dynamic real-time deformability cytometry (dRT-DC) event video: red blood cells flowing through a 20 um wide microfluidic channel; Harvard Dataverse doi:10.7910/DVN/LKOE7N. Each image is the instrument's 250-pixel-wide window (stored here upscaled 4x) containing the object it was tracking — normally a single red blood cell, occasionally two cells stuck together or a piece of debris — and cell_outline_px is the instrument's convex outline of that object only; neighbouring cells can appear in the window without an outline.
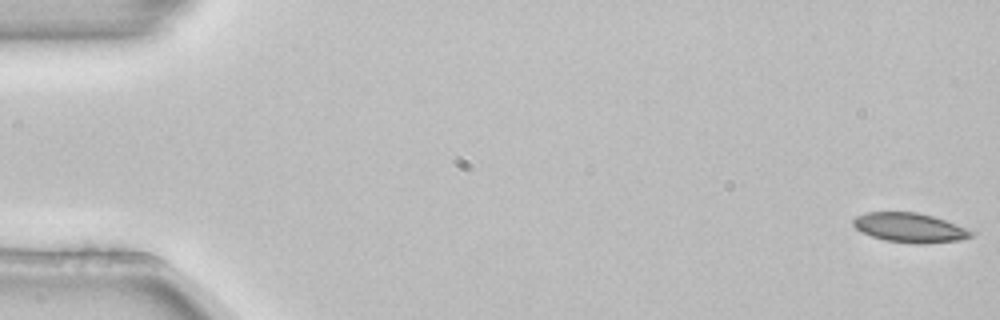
{"species": "common noctule bat (a hibernating species)", "species_latin": "Nyctalus noctula", "temperature_condition": "room temperature", "stored_images_in_passage": 5, "camera_frame_rate_fps": 3000, "um_per_image_px": 0.085, "animal": {"sex": "female", "body_mass_g": 22.7, "forearm_length_mm": 54.2}, "frame": {"image": 1, "passage_image": 1, "time_ms": 0.0, "image_size_px": [1000, 320], "cell_outline_px": [[976, 232], [972, 236], [964, 240], [924, 244], [916, 244], [884, 240], [872, 236], [856, 228], [852, 224], [852, 220], [856, 216], [864, 212], [916, 212], [932, 216], [944, 220]], "centroid_in_image_um": [77.34, 19.36], "position_along_channel_um": 7.7, "area_um2": 20.29}}